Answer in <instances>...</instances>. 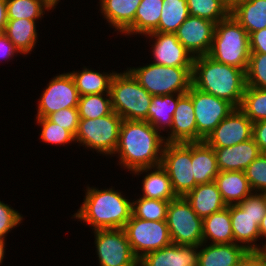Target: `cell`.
<instances>
[{"label":"cell","instance_id":"6da1fadb","mask_svg":"<svg viewBox=\"0 0 266 266\" xmlns=\"http://www.w3.org/2000/svg\"><path fill=\"white\" fill-rule=\"evenodd\" d=\"M163 145L164 137L149 122L123 120L114 154L120 156V164L137 174L161 165Z\"/></svg>","mask_w":266,"mask_h":266},{"label":"cell","instance_id":"7a4b0ae2","mask_svg":"<svg viewBox=\"0 0 266 266\" xmlns=\"http://www.w3.org/2000/svg\"><path fill=\"white\" fill-rule=\"evenodd\" d=\"M192 85L227 100L239 108L246 89V71L215 61L208 55L194 57Z\"/></svg>","mask_w":266,"mask_h":266},{"label":"cell","instance_id":"3957f363","mask_svg":"<svg viewBox=\"0 0 266 266\" xmlns=\"http://www.w3.org/2000/svg\"><path fill=\"white\" fill-rule=\"evenodd\" d=\"M132 215V202L112 188L87 189L81 208L73 215L98 229H123Z\"/></svg>","mask_w":266,"mask_h":266},{"label":"cell","instance_id":"277c9868","mask_svg":"<svg viewBox=\"0 0 266 266\" xmlns=\"http://www.w3.org/2000/svg\"><path fill=\"white\" fill-rule=\"evenodd\" d=\"M208 56L217 62L247 71L250 58L249 34L232 14L216 24Z\"/></svg>","mask_w":266,"mask_h":266},{"label":"cell","instance_id":"5b68a950","mask_svg":"<svg viewBox=\"0 0 266 266\" xmlns=\"http://www.w3.org/2000/svg\"><path fill=\"white\" fill-rule=\"evenodd\" d=\"M112 109L123 120L148 121L152 95L126 71L115 73L110 83Z\"/></svg>","mask_w":266,"mask_h":266},{"label":"cell","instance_id":"8992f818","mask_svg":"<svg viewBox=\"0 0 266 266\" xmlns=\"http://www.w3.org/2000/svg\"><path fill=\"white\" fill-rule=\"evenodd\" d=\"M193 67H171L154 62L128 70L137 82L152 96L185 94L192 85Z\"/></svg>","mask_w":266,"mask_h":266},{"label":"cell","instance_id":"52a82bcc","mask_svg":"<svg viewBox=\"0 0 266 266\" xmlns=\"http://www.w3.org/2000/svg\"><path fill=\"white\" fill-rule=\"evenodd\" d=\"M166 223L172 243L203 245V219L193 211L185 197L178 196L169 202Z\"/></svg>","mask_w":266,"mask_h":266},{"label":"cell","instance_id":"ba28073f","mask_svg":"<svg viewBox=\"0 0 266 266\" xmlns=\"http://www.w3.org/2000/svg\"><path fill=\"white\" fill-rule=\"evenodd\" d=\"M122 121L114 111L96 119H80L75 140L97 152L112 155L118 144Z\"/></svg>","mask_w":266,"mask_h":266},{"label":"cell","instance_id":"9c48e42d","mask_svg":"<svg viewBox=\"0 0 266 266\" xmlns=\"http://www.w3.org/2000/svg\"><path fill=\"white\" fill-rule=\"evenodd\" d=\"M161 166L168 173L177 196L184 197L197 186L191 163V142L165 143Z\"/></svg>","mask_w":266,"mask_h":266},{"label":"cell","instance_id":"30bf717a","mask_svg":"<svg viewBox=\"0 0 266 266\" xmlns=\"http://www.w3.org/2000/svg\"><path fill=\"white\" fill-rule=\"evenodd\" d=\"M123 229L138 259L172 243L166 221L143 220L131 215Z\"/></svg>","mask_w":266,"mask_h":266},{"label":"cell","instance_id":"8fae6325","mask_svg":"<svg viewBox=\"0 0 266 266\" xmlns=\"http://www.w3.org/2000/svg\"><path fill=\"white\" fill-rule=\"evenodd\" d=\"M187 94L193 102L197 126V142H201L235 107L227 100L203 92L193 85H191Z\"/></svg>","mask_w":266,"mask_h":266},{"label":"cell","instance_id":"7c38bea8","mask_svg":"<svg viewBox=\"0 0 266 266\" xmlns=\"http://www.w3.org/2000/svg\"><path fill=\"white\" fill-rule=\"evenodd\" d=\"M94 231L100 266H139L124 229Z\"/></svg>","mask_w":266,"mask_h":266},{"label":"cell","instance_id":"4fadbf2b","mask_svg":"<svg viewBox=\"0 0 266 266\" xmlns=\"http://www.w3.org/2000/svg\"><path fill=\"white\" fill-rule=\"evenodd\" d=\"M79 98L80 95L71 74H60L49 82L41 95L36 118H46L65 108H77Z\"/></svg>","mask_w":266,"mask_h":266},{"label":"cell","instance_id":"5bb4252c","mask_svg":"<svg viewBox=\"0 0 266 266\" xmlns=\"http://www.w3.org/2000/svg\"><path fill=\"white\" fill-rule=\"evenodd\" d=\"M253 122L234 108L204 140L212 148L229 147L252 138Z\"/></svg>","mask_w":266,"mask_h":266},{"label":"cell","instance_id":"9a60e30c","mask_svg":"<svg viewBox=\"0 0 266 266\" xmlns=\"http://www.w3.org/2000/svg\"><path fill=\"white\" fill-rule=\"evenodd\" d=\"M216 23L195 16H188L175 32L179 42L194 57L208 55ZM196 54V55H195Z\"/></svg>","mask_w":266,"mask_h":266},{"label":"cell","instance_id":"2e32d148","mask_svg":"<svg viewBox=\"0 0 266 266\" xmlns=\"http://www.w3.org/2000/svg\"><path fill=\"white\" fill-rule=\"evenodd\" d=\"M155 64L171 67H193L194 56L179 42L175 33L150 32Z\"/></svg>","mask_w":266,"mask_h":266},{"label":"cell","instance_id":"e0dca14e","mask_svg":"<svg viewBox=\"0 0 266 266\" xmlns=\"http://www.w3.org/2000/svg\"><path fill=\"white\" fill-rule=\"evenodd\" d=\"M199 246L171 243L139 259V266H198Z\"/></svg>","mask_w":266,"mask_h":266},{"label":"cell","instance_id":"ac0fdd59","mask_svg":"<svg viewBox=\"0 0 266 266\" xmlns=\"http://www.w3.org/2000/svg\"><path fill=\"white\" fill-rule=\"evenodd\" d=\"M165 143L197 142V126L191 97L185 93L178 99Z\"/></svg>","mask_w":266,"mask_h":266},{"label":"cell","instance_id":"d6986e66","mask_svg":"<svg viewBox=\"0 0 266 266\" xmlns=\"http://www.w3.org/2000/svg\"><path fill=\"white\" fill-rule=\"evenodd\" d=\"M213 149L219 171H245L262 153L253 138L233 146Z\"/></svg>","mask_w":266,"mask_h":266},{"label":"cell","instance_id":"ffe728a7","mask_svg":"<svg viewBox=\"0 0 266 266\" xmlns=\"http://www.w3.org/2000/svg\"><path fill=\"white\" fill-rule=\"evenodd\" d=\"M230 219L232 224V231L234 235L235 244L240 242L245 244V248L248 251H263V248L258 247L252 242H256L257 238L260 237L259 225L263 217H253L246 213L238 204L229 205ZM237 241V242H236ZM250 242V243H249Z\"/></svg>","mask_w":266,"mask_h":266},{"label":"cell","instance_id":"44dd1931","mask_svg":"<svg viewBox=\"0 0 266 266\" xmlns=\"http://www.w3.org/2000/svg\"><path fill=\"white\" fill-rule=\"evenodd\" d=\"M184 197L202 219L227 207L215 181L198 184Z\"/></svg>","mask_w":266,"mask_h":266},{"label":"cell","instance_id":"7402d4cb","mask_svg":"<svg viewBox=\"0 0 266 266\" xmlns=\"http://www.w3.org/2000/svg\"><path fill=\"white\" fill-rule=\"evenodd\" d=\"M247 252L238 243L211 244L199 251L198 266H238Z\"/></svg>","mask_w":266,"mask_h":266},{"label":"cell","instance_id":"603a6c76","mask_svg":"<svg viewBox=\"0 0 266 266\" xmlns=\"http://www.w3.org/2000/svg\"><path fill=\"white\" fill-rule=\"evenodd\" d=\"M191 163L197 185L215 181L219 173L217 159L214 149L205 141L191 142Z\"/></svg>","mask_w":266,"mask_h":266},{"label":"cell","instance_id":"cb8c5ba5","mask_svg":"<svg viewBox=\"0 0 266 266\" xmlns=\"http://www.w3.org/2000/svg\"><path fill=\"white\" fill-rule=\"evenodd\" d=\"M215 182L227 206L239 204L252 193L244 171H219Z\"/></svg>","mask_w":266,"mask_h":266},{"label":"cell","instance_id":"d4e9b609","mask_svg":"<svg viewBox=\"0 0 266 266\" xmlns=\"http://www.w3.org/2000/svg\"><path fill=\"white\" fill-rule=\"evenodd\" d=\"M142 0H101V13L121 33L134 23L137 7Z\"/></svg>","mask_w":266,"mask_h":266},{"label":"cell","instance_id":"484cf974","mask_svg":"<svg viewBox=\"0 0 266 266\" xmlns=\"http://www.w3.org/2000/svg\"><path fill=\"white\" fill-rule=\"evenodd\" d=\"M230 14L250 35L266 28V0H243L237 3Z\"/></svg>","mask_w":266,"mask_h":266},{"label":"cell","instance_id":"4316f807","mask_svg":"<svg viewBox=\"0 0 266 266\" xmlns=\"http://www.w3.org/2000/svg\"><path fill=\"white\" fill-rule=\"evenodd\" d=\"M207 238L212 244L235 243L228 206L203 218V244Z\"/></svg>","mask_w":266,"mask_h":266},{"label":"cell","instance_id":"83f0119b","mask_svg":"<svg viewBox=\"0 0 266 266\" xmlns=\"http://www.w3.org/2000/svg\"><path fill=\"white\" fill-rule=\"evenodd\" d=\"M4 34L20 53L27 54L37 40L35 20L8 19Z\"/></svg>","mask_w":266,"mask_h":266},{"label":"cell","instance_id":"f1b7e54d","mask_svg":"<svg viewBox=\"0 0 266 266\" xmlns=\"http://www.w3.org/2000/svg\"><path fill=\"white\" fill-rule=\"evenodd\" d=\"M163 0H142L134 17L133 25L125 34H148L159 25Z\"/></svg>","mask_w":266,"mask_h":266},{"label":"cell","instance_id":"f546056e","mask_svg":"<svg viewBox=\"0 0 266 266\" xmlns=\"http://www.w3.org/2000/svg\"><path fill=\"white\" fill-rule=\"evenodd\" d=\"M142 187L144 198L171 201L178 197L168 173L161 165L156 166L154 171L145 176Z\"/></svg>","mask_w":266,"mask_h":266},{"label":"cell","instance_id":"4dcf8cb0","mask_svg":"<svg viewBox=\"0 0 266 266\" xmlns=\"http://www.w3.org/2000/svg\"><path fill=\"white\" fill-rule=\"evenodd\" d=\"M76 88L80 96L88 94L106 93V97L110 95V83L115 74H101L84 68L81 72H71Z\"/></svg>","mask_w":266,"mask_h":266},{"label":"cell","instance_id":"1f68e13d","mask_svg":"<svg viewBox=\"0 0 266 266\" xmlns=\"http://www.w3.org/2000/svg\"><path fill=\"white\" fill-rule=\"evenodd\" d=\"M183 94L157 95L153 96L148 110V121L156 130L165 124L171 128L174 111L178 104V99Z\"/></svg>","mask_w":266,"mask_h":266},{"label":"cell","instance_id":"d6a6232c","mask_svg":"<svg viewBox=\"0 0 266 266\" xmlns=\"http://www.w3.org/2000/svg\"><path fill=\"white\" fill-rule=\"evenodd\" d=\"M188 16L187 0H163L159 25L153 32L175 33Z\"/></svg>","mask_w":266,"mask_h":266},{"label":"cell","instance_id":"836d02e7","mask_svg":"<svg viewBox=\"0 0 266 266\" xmlns=\"http://www.w3.org/2000/svg\"><path fill=\"white\" fill-rule=\"evenodd\" d=\"M7 19L36 20L42 17L43 10H50L54 5L49 0H6Z\"/></svg>","mask_w":266,"mask_h":266},{"label":"cell","instance_id":"e575fe53","mask_svg":"<svg viewBox=\"0 0 266 266\" xmlns=\"http://www.w3.org/2000/svg\"><path fill=\"white\" fill-rule=\"evenodd\" d=\"M239 109L253 123L266 120V89L246 86Z\"/></svg>","mask_w":266,"mask_h":266},{"label":"cell","instance_id":"d590c367","mask_svg":"<svg viewBox=\"0 0 266 266\" xmlns=\"http://www.w3.org/2000/svg\"><path fill=\"white\" fill-rule=\"evenodd\" d=\"M189 16L200 17L216 24L230 14L222 0H187Z\"/></svg>","mask_w":266,"mask_h":266},{"label":"cell","instance_id":"8d00e7d4","mask_svg":"<svg viewBox=\"0 0 266 266\" xmlns=\"http://www.w3.org/2000/svg\"><path fill=\"white\" fill-rule=\"evenodd\" d=\"M103 93L80 96L78 112L80 119H96L113 112L111 96L104 98Z\"/></svg>","mask_w":266,"mask_h":266},{"label":"cell","instance_id":"74e56055","mask_svg":"<svg viewBox=\"0 0 266 266\" xmlns=\"http://www.w3.org/2000/svg\"><path fill=\"white\" fill-rule=\"evenodd\" d=\"M169 202L141 197L132 202V215L143 220L166 221Z\"/></svg>","mask_w":266,"mask_h":266},{"label":"cell","instance_id":"f35d334b","mask_svg":"<svg viewBox=\"0 0 266 266\" xmlns=\"http://www.w3.org/2000/svg\"><path fill=\"white\" fill-rule=\"evenodd\" d=\"M246 85L266 89V54L250 53L246 71Z\"/></svg>","mask_w":266,"mask_h":266},{"label":"cell","instance_id":"ab89813d","mask_svg":"<svg viewBox=\"0 0 266 266\" xmlns=\"http://www.w3.org/2000/svg\"><path fill=\"white\" fill-rule=\"evenodd\" d=\"M37 123L42 126L41 139L47 143L67 144L75 141V137L57 123L49 121L47 118H37Z\"/></svg>","mask_w":266,"mask_h":266},{"label":"cell","instance_id":"60d3db41","mask_svg":"<svg viewBox=\"0 0 266 266\" xmlns=\"http://www.w3.org/2000/svg\"><path fill=\"white\" fill-rule=\"evenodd\" d=\"M252 191L266 193V154L261 153L244 171Z\"/></svg>","mask_w":266,"mask_h":266},{"label":"cell","instance_id":"b9f144b4","mask_svg":"<svg viewBox=\"0 0 266 266\" xmlns=\"http://www.w3.org/2000/svg\"><path fill=\"white\" fill-rule=\"evenodd\" d=\"M49 121L57 123L60 127L68 130L74 137L79 127L78 108H65L54 112L46 117Z\"/></svg>","mask_w":266,"mask_h":266},{"label":"cell","instance_id":"7bdbcfd3","mask_svg":"<svg viewBox=\"0 0 266 266\" xmlns=\"http://www.w3.org/2000/svg\"><path fill=\"white\" fill-rule=\"evenodd\" d=\"M238 205L253 217H264L266 214V193H251Z\"/></svg>","mask_w":266,"mask_h":266},{"label":"cell","instance_id":"ee69618b","mask_svg":"<svg viewBox=\"0 0 266 266\" xmlns=\"http://www.w3.org/2000/svg\"><path fill=\"white\" fill-rule=\"evenodd\" d=\"M22 220L18 211L0 201V238L5 239V235L17 226Z\"/></svg>","mask_w":266,"mask_h":266},{"label":"cell","instance_id":"f6af8a7d","mask_svg":"<svg viewBox=\"0 0 266 266\" xmlns=\"http://www.w3.org/2000/svg\"><path fill=\"white\" fill-rule=\"evenodd\" d=\"M249 49L250 53L266 54V28L249 35Z\"/></svg>","mask_w":266,"mask_h":266},{"label":"cell","instance_id":"bcb514c9","mask_svg":"<svg viewBox=\"0 0 266 266\" xmlns=\"http://www.w3.org/2000/svg\"><path fill=\"white\" fill-rule=\"evenodd\" d=\"M252 138L262 153L266 152V120L253 123Z\"/></svg>","mask_w":266,"mask_h":266},{"label":"cell","instance_id":"7dc6e473","mask_svg":"<svg viewBox=\"0 0 266 266\" xmlns=\"http://www.w3.org/2000/svg\"><path fill=\"white\" fill-rule=\"evenodd\" d=\"M238 266H266V251H248Z\"/></svg>","mask_w":266,"mask_h":266},{"label":"cell","instance_id":"c3c4849f","mask_svg":"<svg viewBox=\"0 0 266 266\" xmlns=\"http://www.w3.org/2000/svg\"><path fill=\"white\" fill-rule=\"evenodd\" d=\"M15 52H19L13 45V43L2 33L0 34V57L11 58Z\"/></svg>","mask_w":266,"mask_h":266},{"label":"cell","instance_id":"681fc988","mask_svg":"<svg viewBox=\"0 0 266 266\" xmlns=\"http://www.w3.org/2000/svg\"><path fill=\"white\" fill-rule=\"evenodd\" d=\"M7 21L8 19L6 0H0V34L5 32Z\"/></svg>","mask_w":266,"mask_h":266},{"label":"cell","instance_id":"f907efd6","mask_svg":"<svg viewBox=\"0 0 266 266\" xmlns=\"http://www.w3.org/2000/svg\"><path fill=\"white\" fill-rule=\"evenodd\" d=\"M259 234H260V237H266V214L263 217L259 225ZM262 248H263V251H266V244H264Z\"/></svg>","mask_w":266,"mask_h":266},{"label":"cell","instance_id":"816d5d0a","mask_svg":"<svg viewBox=\"0 0 266 266\" xmlns=\"http://www.w3.org/2000/svg\"><path fill=\"white\" fill-rule=\"evenodd\" d=\"M4 248H5V239L0 238V264L2 263V260L4 258Z\"/></svg>","mask_w":266,"mask_h":266},{"label":"cell","instance_id":"f5cc1de1","mask_svg":"<svg viewBox=\"0 0 266 266\" xmlns=\"http://www.w3.org/2000/svg\"><path fill=\"white\" fill-rule=\"evenodd\" d=\"M231 10L237 3L243 0H222Z\"/></svg>","mask_w":266,"mask_h":266},{"label":"cell","instance_id":"db71d44e","mask_svg":"<svg viewBox=\"0 0 266 266\" xmlns=\"http://www.w3.org/2000/svg\"><path fill=\"white\" fill-rule=\"evenodd\" d=\"M49 1L55 6L59 0H49Z\"/></svg>","mask_w":266,"mask_h":266}]
</instances>
